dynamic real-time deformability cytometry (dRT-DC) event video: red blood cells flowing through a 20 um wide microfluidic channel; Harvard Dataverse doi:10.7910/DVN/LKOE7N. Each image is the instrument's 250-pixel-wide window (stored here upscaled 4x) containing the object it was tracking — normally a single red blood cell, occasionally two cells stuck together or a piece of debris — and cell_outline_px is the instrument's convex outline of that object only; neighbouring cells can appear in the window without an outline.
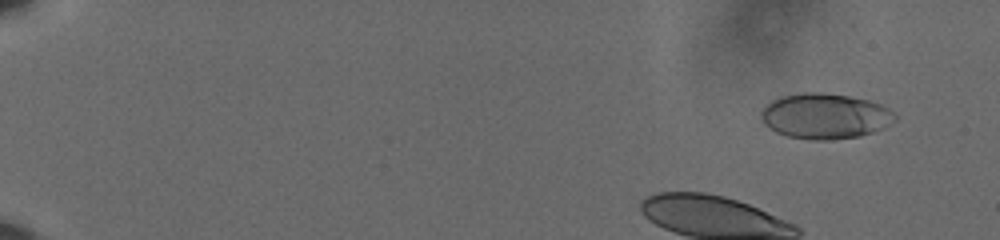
{"species": "human", "species_latin": "Homo sapiens", "temperature_condition": "cold", "stored_images_in_passage": 47, "camera_frame_rate_fps": 3000, "um_per_image_px": 0.085, "donor": {"sex": "male"}, "frame": {"image": 1, "passage_image": 5, "time_ms": 1.333, "image_size_px": [1000, 240], "cell_outline_px": [[896, 120], [884, 128], [860, 136], [832, 140], [812, 140], [788, 136], [776, 132], [768, 128], [764, 124], [760, 116], [760, 112], [772, 100], [780, 96], [804, 92], [824, 92], [848, 96], [868, 100], [880, 104], [888, 108], [896, 116]], "centroid_in_image_um": [70.11, 9.87], "position_along_channel_um": 14.9, "area_um2": 35.6}}
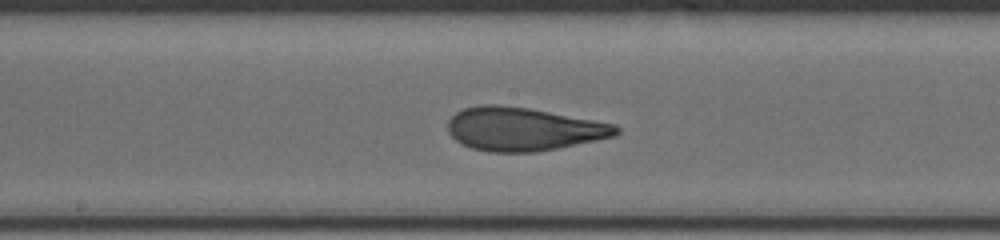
{"frame": {"image": 2, "passage_image": 31, "time_ms": 10.0, "image_size_px": [1000, 240], "cell_outline_px": [[620, 132], [616, 136], [536, 152], [488, 152], [472, 148], [460, 144], [448, 132], [448, 120], [456, 112], [464, 108], [480, 104], [496, 104], [528, 108], [616, 124], [620, 128]], "centroid_in_image_um": [44.46, 10.97], "position_along_channel_um": 203.7, "area_um2": 42.54}}
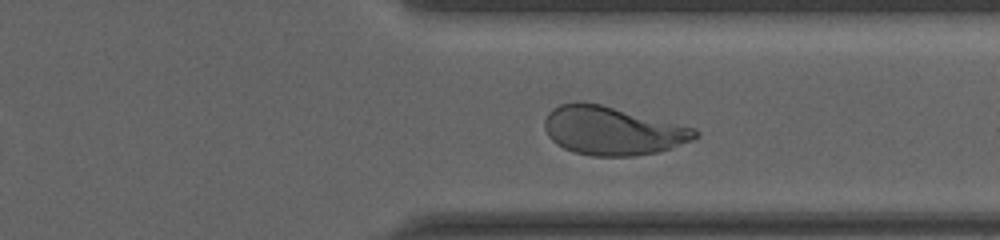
{"frame": {"image": 3, "passage_image": 44, "time_ms": 14.333, "image_size_px": [1000, 240], "cell_outline_px": [[700, 132], [692, 140], [656, 152], [632, 156], [592, 156], [572, 152], [556, 144], [548, 136], [544, 128], [544, 120], [548, 112], [552, 108], [560, 104], [600, 104], [696, 128]], "centroid_in_image_um": [52.03, 11.13], "position_along_channel_um": 359.4, "area_um2": 41.96}}